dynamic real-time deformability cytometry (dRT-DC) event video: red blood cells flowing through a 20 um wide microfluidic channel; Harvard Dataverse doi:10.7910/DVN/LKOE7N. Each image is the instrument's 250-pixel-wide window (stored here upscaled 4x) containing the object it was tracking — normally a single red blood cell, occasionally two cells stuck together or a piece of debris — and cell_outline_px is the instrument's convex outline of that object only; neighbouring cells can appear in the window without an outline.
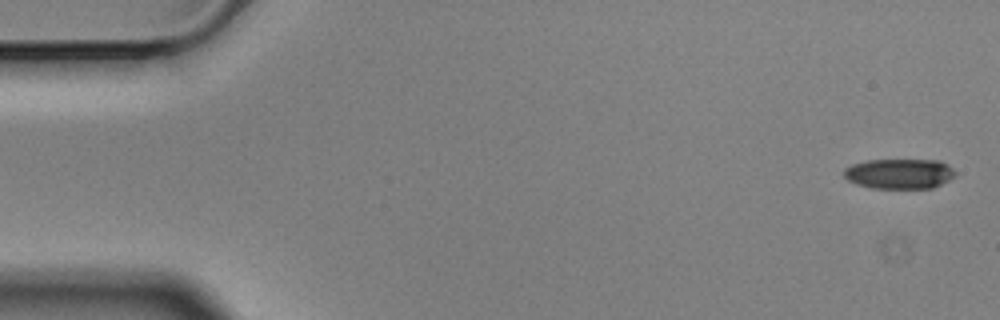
{"species": "Egyptian fruit bat (a non-hibernating species)", "species_latin": "Rousettus aegyptiacus", "temperature_condition": "cold", "stored_images_in_passage": 5, "camera_frame_rate_fps": 3000, "um_per_image_px": 0.085, "animal": {"sex": "male"}, "frame": {"image": 1, "passage_image": 1, "time_ms": 0.0, "image_size_px": [1000, 320], "cell_outline_px": [[956, 176], [932, 188], [872, 188], [856, 184], [848, 180], [844, 176], [844, 168], [852, 164], [868, 160], [940, 160], [952, 168], [956, 172]], "centroid_in_image_um": [76.44, 14.76], "position_along_channel_um": 8.6, "area_um2": 19.54}}
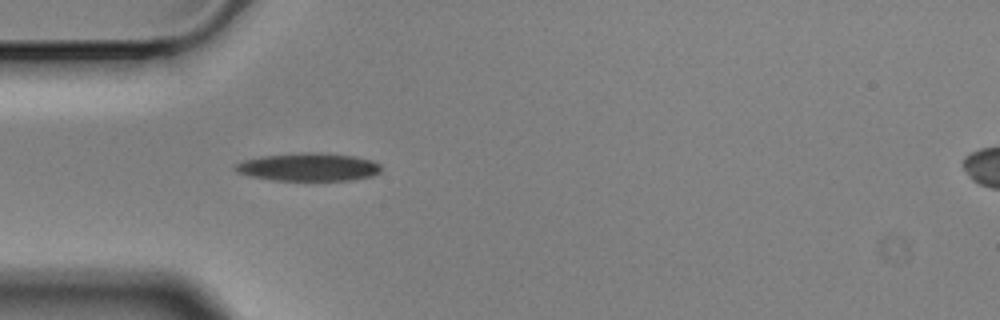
{"frame": {"image": 2, "passage_image": 5, "time_ms": 1.333, "image_size_px": [1000, 320], "cell_outline_px": [[380, 172], [372, 176], [352, 180], [272, 180], [248, 176], [236, 172], [232, 168], [236, 164], [244, 160], [264, 156], [304, 152], [316, 152], [356, 156], [372, 160], [380, 164]], "centroid_in_image_um": [26.22, 14.2], "position_along_channel_um": 58.8, "area_um2": 23.87}}